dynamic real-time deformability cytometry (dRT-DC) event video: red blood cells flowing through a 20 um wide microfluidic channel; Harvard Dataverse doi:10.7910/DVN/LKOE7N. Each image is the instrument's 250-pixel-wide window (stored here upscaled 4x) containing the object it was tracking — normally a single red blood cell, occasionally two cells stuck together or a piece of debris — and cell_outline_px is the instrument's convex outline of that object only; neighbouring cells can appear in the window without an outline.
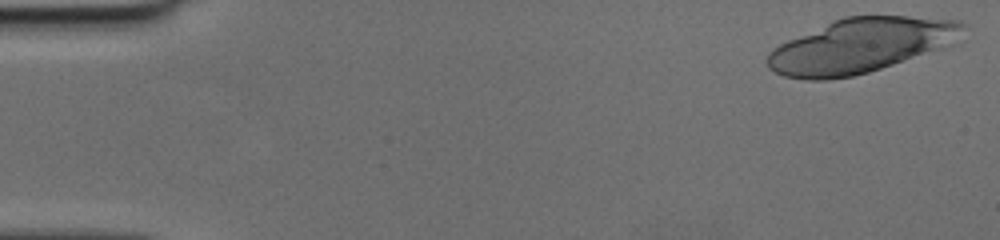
{"species": "human", "species_latin": "Homo sapiens", "temperature_condition": "cold", "stored_images_in_passage": 18, "camera_frame_rate_fps": 3000, "um_per_image_px": 0.085, "donor": {"sex": "female"}, "frame": {"image": 1, "passage_image": 1, "time_ms": 0.0, "image_size_px": [1000, 240], "cell_outline_px": [[964, 24], [936, 48], [892, 64], [868, 72], [852, 76], [824, 80], [808, 80], [784, 76], [768, 68], [768, 56], [780, 44], [788, 40], [844, 16], [908, 16], [960, 20]], "centroid_in_image_um": [72.98, 3.88], "position_along_channel_um": 12.0, "area_um2": 59.42}}